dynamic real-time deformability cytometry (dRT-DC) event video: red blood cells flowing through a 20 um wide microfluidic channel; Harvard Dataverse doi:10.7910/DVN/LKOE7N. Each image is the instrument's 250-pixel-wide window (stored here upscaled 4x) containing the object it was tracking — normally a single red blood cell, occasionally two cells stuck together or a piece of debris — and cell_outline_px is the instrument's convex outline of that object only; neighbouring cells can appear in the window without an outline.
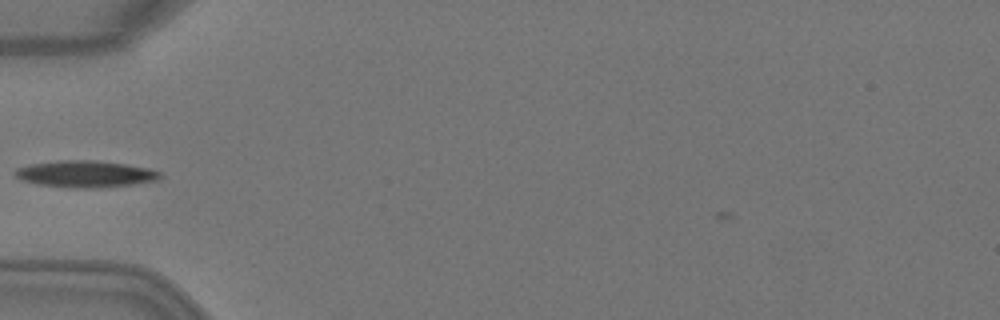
{"species": "Egyptian fruit bat (a non-hibernating species)", "species_latin": "Rousettus aegyptiacus", "temperature_condition": "warm", "stored_images_in_passage": 3, "camera_frame_rate_fps": 3000, "um_per_image_px": 0.085, "animal": {"sex": "female"}, "frame": {"image": 1, "passage_image": 2, "time_ms": 0.333, "image_size_px": [1000, 320], "cell_outline_px": [[164, 176], [160, 180], [132, 184], [100, 188], [72, 188], [36, 184], [20, 180], [12, 172], [16, 168], [28, 164], [56, 160], [96, 160], [124, 164], [148, 168], [160, 172]], "centroid_in_image_um": [7.22, 14.79], "position_along_channel_um": 77.8, "area_um2": 22.95}}